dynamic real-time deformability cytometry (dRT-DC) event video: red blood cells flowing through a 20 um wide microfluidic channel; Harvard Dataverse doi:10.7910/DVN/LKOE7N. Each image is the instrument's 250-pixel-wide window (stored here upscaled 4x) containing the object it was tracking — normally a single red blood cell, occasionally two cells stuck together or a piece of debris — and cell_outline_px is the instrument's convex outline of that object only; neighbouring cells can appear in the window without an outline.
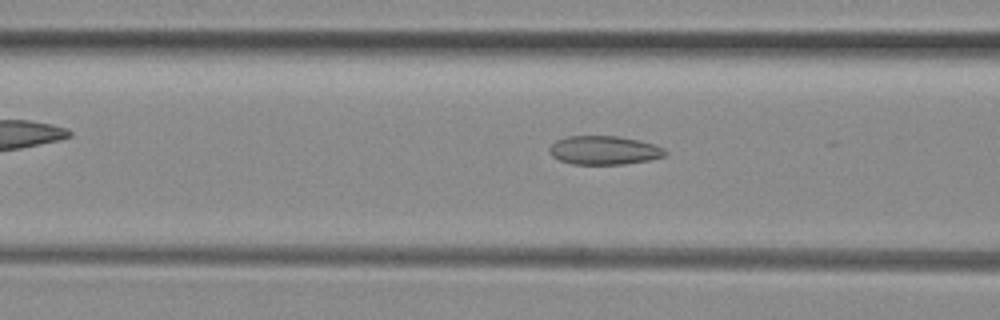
{"species": "common noctule bat (a hibernating species)", "species_latin": "Nyctalus noctula", "temperature_condition": "room temperature", "stored_images_in_passage": 37, "camera_frame_rate_fps": 3000, "um_per_image_px": 0.085, "animal": {"sex": "female", "body_mass_g": 29.2, "forearm_length_mm": 56.3}, "frame": {"image": 1, "passage_image": 5, "time_ms": 1.333, "image_size_px": [1000, 320], "cell_outline_px": [[668, 152], [664, 156], [652, 160], [624, 164], [572, 164], [560, 160], [552, 156], [548, 152], [548, 148], [556, 140], [568, 136], [616, 136], [636, 140], [652, 144], [664, 148]], "centroid_in_image_um": [51.33, 12.78], "position_along_channel_um": 115.3, "area_um2": 19.36}}
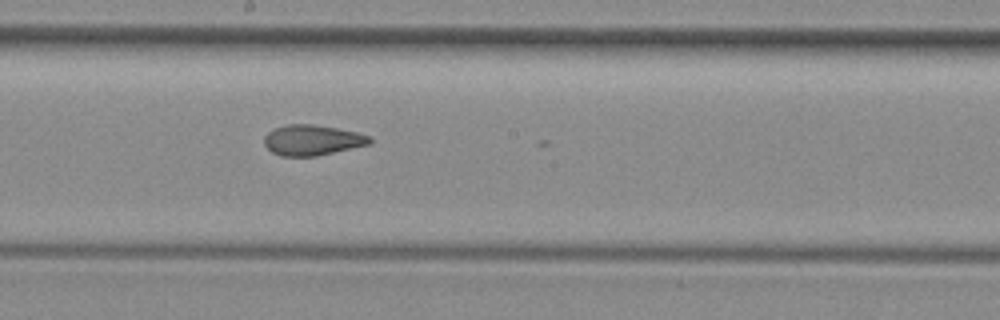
{"frame": {"image": 2, "passage_image": 13, "time_ms": 4.0, "image_size_px": [1000, 320], "cell_outline_px": [[372, 140], [368, 144], [316, 156], [280, 156], [272, 152], [264, 144], [264, 136], [268, 132], [276, 128], [288, 124], [312, 124], [336, 128], [356, 132], [368, 136]], "centroid_in_image_um": [26.49, 11.91], "position_along_channel_um": 221.7, "area_um2": 18.44}}
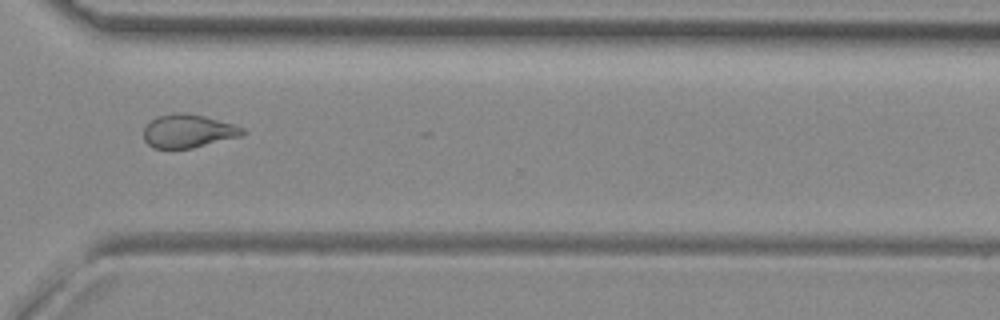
{"frame": {"image": 3, "passage_image": 23, "time_ms": 7.333, "image_size_px": [1000, 320], "cell_outline_px": [[244, 132], [240, 136], [192, 148], [152, 148], [144, 140], [144, 128], [156, 116], [176, 112], [184, 112], [204, 116], [236, 124], [244, 128]], "centroid_in_image_um": [15.98, 11.13], "position_along_channel_um": 354.6, "area_um2": 19.19}, "authors_computed_cell_mechanics": {"area_um2": 19.7098, "velocity_mm_per_s": 3.9963, "shape_relaxation_time_tau1_ms": null, "shape_relaxation_time_tau2_ms": 1.8153, "deformation_change_tau1": null, "deformation_change_tau2": 0.0882}}